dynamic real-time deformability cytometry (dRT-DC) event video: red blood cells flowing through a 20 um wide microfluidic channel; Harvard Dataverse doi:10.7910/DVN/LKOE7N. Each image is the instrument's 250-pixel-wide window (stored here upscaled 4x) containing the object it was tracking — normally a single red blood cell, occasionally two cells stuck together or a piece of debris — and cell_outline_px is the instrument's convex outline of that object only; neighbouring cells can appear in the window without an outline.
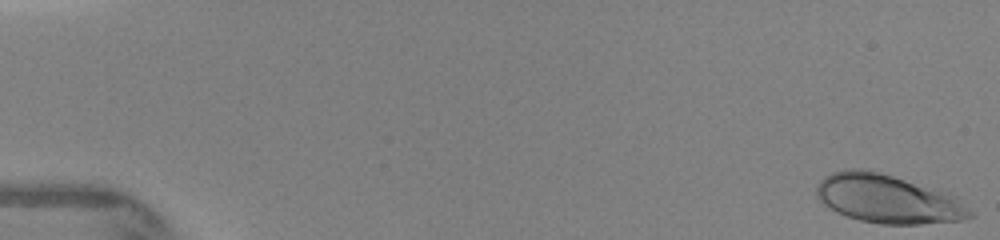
{"species": "human", "species_latin": "Homo sapiens", "temperature_condition": "warm", "stored_images_in_passage": 71, "camera_frame_rate_fps": 3000, "um_per_image_px": 0.085, "donor": {"sex": "female"}, "frame": {"image": 1, "passage_image": 1, "time_ms": 0.0, "image_size_px": [1000, 240], "cell_outline_px": [[976, 216], [960, 220], [920, 224], [880, 224], [860, 220], [836, 212], [824, 204], [816, 196], [816, 184], [824, 176], [832, 172], [852, 168], [864, 168], [892, 176], [904, 180], [944, 196], [968, 208]], "centroid_in_image_um": [75.28, 16.92], "position_along_channel_um": 9.7, "area_um2": 41.79}}
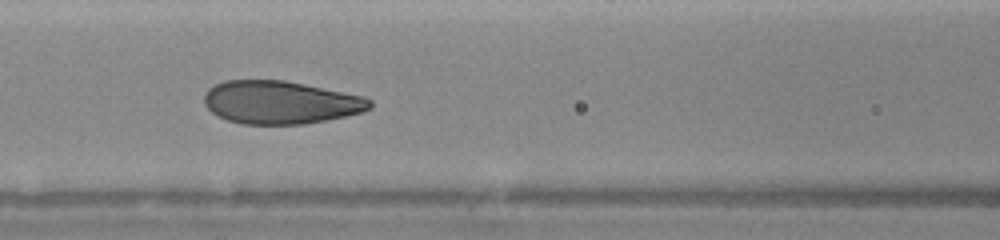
{"frame": {"image": 2, "passage_image": 27, "time_ms": 6.667, "image_size_px": [1000, 240], "cell_outline_px": [[372, 108], [364, 112], [304, 124], [240, 124], [216, 116], [204, 104], [204, 96], [208, 88], [224, 80], [284, 80], [364, 96], [372, 100]], "centroid_in_image_um": [23.83, 8.7], "position_along_channel_um": 142.8, "area_um2": 41.62}}
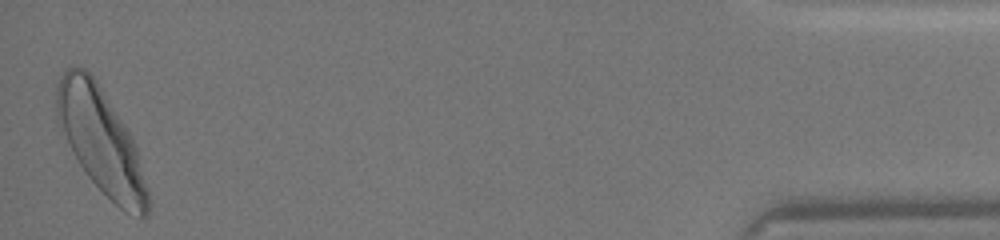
{"frame": {"image": 3, "passage_image": 70, "time_ms": 15.0, "image_size_px": [1000, 240], "cell_outline_px": [[152, 204], [148, 216], [144, 220], [140, 220], [124, 212], [88, 176], [72, 152], [56, 116], [56, 84], [60, 76], [68, 68], [84, 68], [96, 80], [128, 132], [136, 148], [148, 188]], "centroid_in_image_um": [8.62, 12.06], "position_along_channel_um": 426.6, "area_um2": 55.03}}